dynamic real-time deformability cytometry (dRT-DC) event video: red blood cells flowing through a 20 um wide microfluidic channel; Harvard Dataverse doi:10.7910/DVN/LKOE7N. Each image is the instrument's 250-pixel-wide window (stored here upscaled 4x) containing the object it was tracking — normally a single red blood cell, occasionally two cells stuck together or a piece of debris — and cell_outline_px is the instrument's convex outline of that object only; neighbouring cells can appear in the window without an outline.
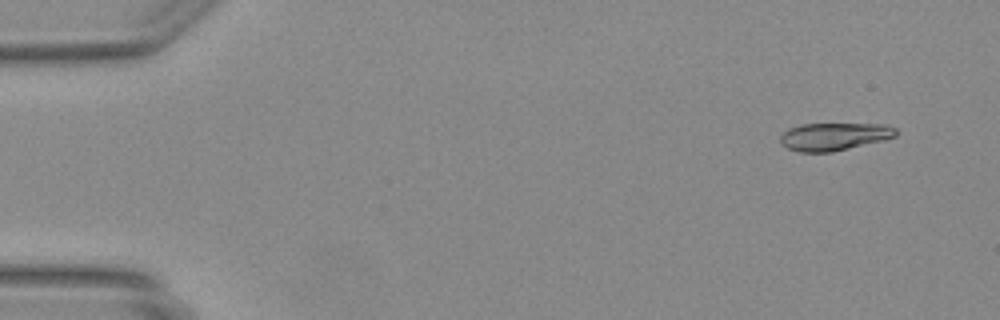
{"species": "Egyptian fruit bat (a non-hibernating species)", "species_latin": "Rousettus aegyptiacus", "temperature_condition": "warm", "stored_images_in_passage": 45, "camera_frame_rate_fps": 3000, "um_per_image_px": 0.085, "animal": {"sex": "female"}, "frame": {"image": 1, "passage_image": 1, "time_ms": 0.0, "image_size_px": [1000, 320], "cell_outline_px": [[900, 132], [896, 136], [884, 140], [832, 152], [800, 152], [788, 148], [780, 140], [780, 136], [788, 128], [804, 124], [884, 124], [896, 128]], "centroid_in_image_um": [70.95, 11.6], "position_along_channel_um": 14.1, "area_um2": 18.61}}
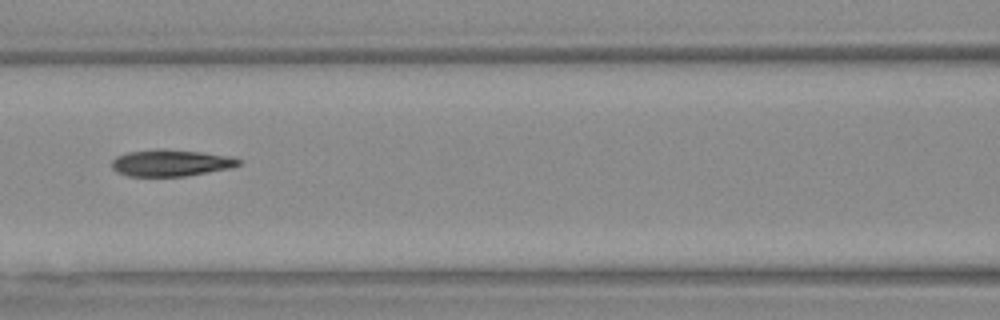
{"frame": {"image": 2, "passage_image": 19, "time_ms": 6.0, "image_size_px": [1000, 320], "cell_outline_px": [[240, 164], [232, 168], [184, 176], [128, 176], [116, 172], [112, 168], [112, 160], [116, 156], [128, 152], [156, 148], [160, 148], [200, 152], [228, 156], [240, 160]], "centroid_in_image_um": [14.47, 13.84], "position_along_channel_um": 152.1, "area_um2": 19.71}}
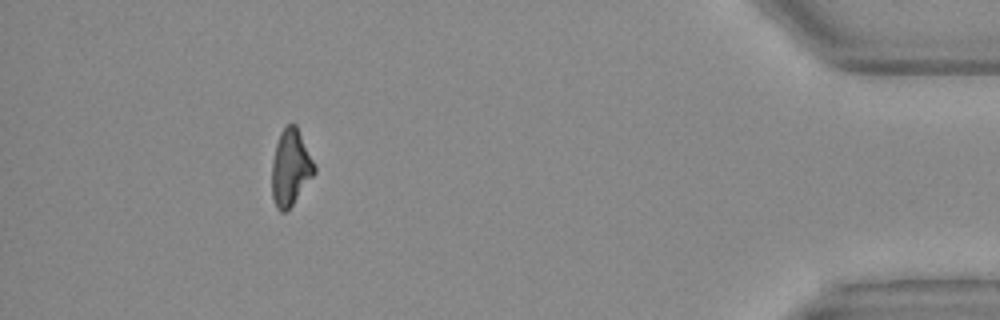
{"frame": {"image": 3, "passage_image": 41, "time_ms": 13.333, "image_size_px": [1000, 320], "cell_outline_px": [[316, 172], [292, 204], [284, 212], [280, 212], [276, 208], [272, 196], [272, 160], [276, 144], [280, 132], [288, 124], [296, 124], [316, 164]], "centroid_in_image_um": [24.7, 14.23], "position_along_channel_um": 410.5, "area_um2": 18.9}}